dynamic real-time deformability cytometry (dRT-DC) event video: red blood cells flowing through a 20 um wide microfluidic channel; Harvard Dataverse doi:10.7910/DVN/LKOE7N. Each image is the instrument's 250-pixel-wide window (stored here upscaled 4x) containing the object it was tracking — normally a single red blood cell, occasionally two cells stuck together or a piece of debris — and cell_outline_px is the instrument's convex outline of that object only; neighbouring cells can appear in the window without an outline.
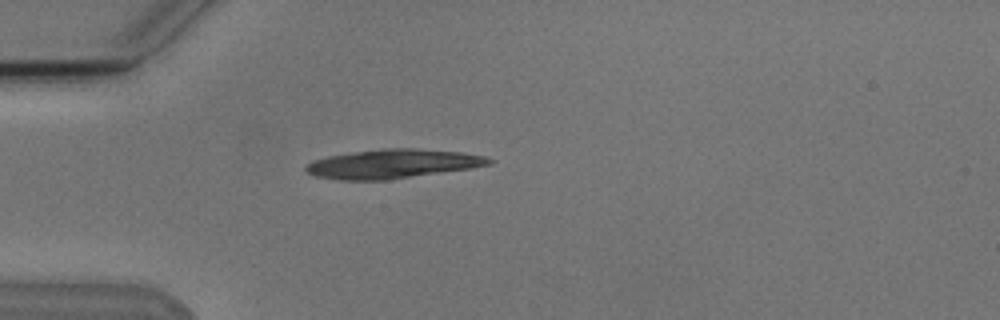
{"species": "Egyptian fruit bat (a non-hibernating species)", "species_latin": "Rousettus aegyptiacus", "temperature_condition": "cold", "stored_images_in_passage": 4, "camera_frame_rate_fps": 3000, "um_per_image_px": 0.085, "animal": {"sex": "male"}, "frame": {"image": 1, "passage_image": 4, "time_ms": 4.0, "image_size_px": [1000, 320], "cell_outline_px": [[492, 164], [472, 168], [388, 180], [340, 180], [316, 176], [308, 172], [304, 168], [312, 160], [328, 156], [384, 148], [416, 148], [460, 152], [484, 156], [492, 160]], "centroid_in_image_um": [33.39, 13.93], "position_along_channel_um": 51.6, "area_um2": 30.87}}